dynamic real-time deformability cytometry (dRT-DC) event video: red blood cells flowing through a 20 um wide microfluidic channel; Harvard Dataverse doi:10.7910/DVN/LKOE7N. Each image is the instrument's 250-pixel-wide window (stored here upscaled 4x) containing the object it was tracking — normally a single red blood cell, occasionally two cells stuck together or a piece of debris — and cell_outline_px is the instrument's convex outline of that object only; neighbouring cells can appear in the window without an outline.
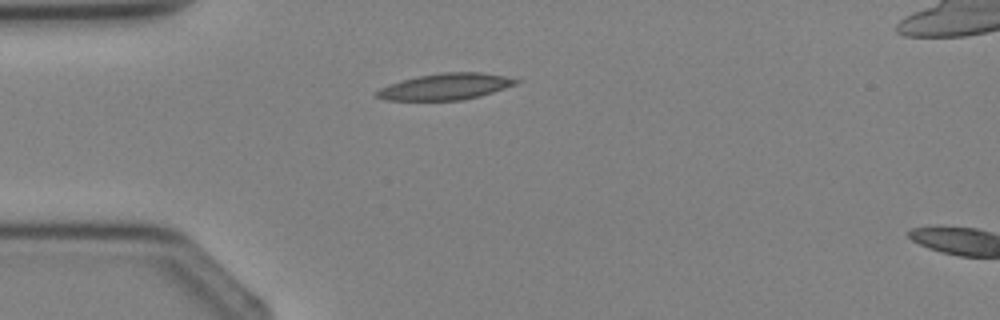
{"species": "Egyptian fruit bat (a non-hibernating species)", "species_latin": "Rousettus aegyptiacus", "temperature_condition": "cold", "stored_images_in_passage": 2, "segment_of_instrument_passage": [1, 2], "camera_frame_rate_fps": 3000, "um_per_image_px": 0.085, "animal": {"sex": "female"}, "frame": {"image": 1, "passage_image": 1, "time_ms": 0.0, "image_size_px": [1000, 320], "cell_outline_px": [[524, 80], [516, 84], [480, 96], [464, 100], [388, 100], [376, 96], [376, 92], [380, 88], [404, 80], [420, 76], [440, 72], [480, 72], [504, 76]], "centroid_in_image_um": [37.93, 7.36], "position_along_channel_um": 47.1, "area_um2": 21.1}}